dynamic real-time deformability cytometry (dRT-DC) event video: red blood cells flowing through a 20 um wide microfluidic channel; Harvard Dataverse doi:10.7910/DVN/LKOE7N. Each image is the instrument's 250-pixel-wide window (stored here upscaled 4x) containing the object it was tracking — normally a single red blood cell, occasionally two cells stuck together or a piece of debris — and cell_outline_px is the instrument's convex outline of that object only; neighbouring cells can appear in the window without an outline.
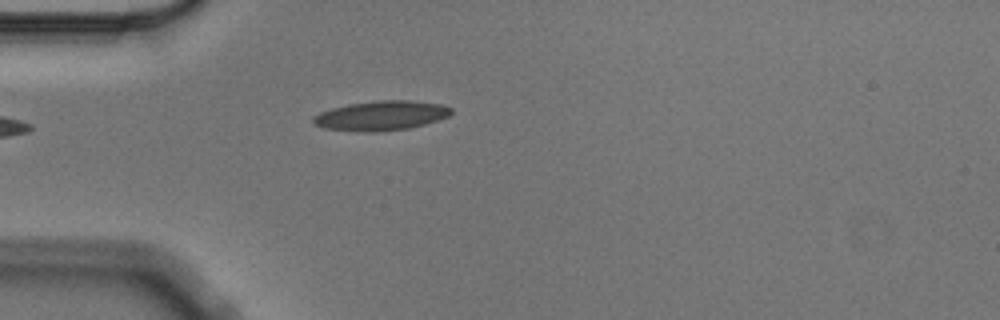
{"species": "Egyptian fruit bat (a non-hibernating species)", "species_latin": "Rousettus aegyptiacus", "temperature_condition": "cold", "stored_images_in_passage": 2, "camera_frame_rate_fps": 3000, "um_per_image_px": 0.085, "animal": {"sex": "male"}, "frame": {"image": 1, "passage_image": 2, "time_ms": 0.333, "image_size_px": [1000, 320], "cell_outline_px": [[452, 112], [448, 116], [424, 124], [408, 128], [376, 132], [364, 132], [324, 128], [316, 124], [312, 120], [312, 116], [320, 112], [332, 108], [348, 104], [380, 100], [408, 100], [440, 104], [452, 108]], "centroid_in_image_um": [32.37, 9.82], "position_along_channel_um": 52.6, "area_um2": 23.58}}